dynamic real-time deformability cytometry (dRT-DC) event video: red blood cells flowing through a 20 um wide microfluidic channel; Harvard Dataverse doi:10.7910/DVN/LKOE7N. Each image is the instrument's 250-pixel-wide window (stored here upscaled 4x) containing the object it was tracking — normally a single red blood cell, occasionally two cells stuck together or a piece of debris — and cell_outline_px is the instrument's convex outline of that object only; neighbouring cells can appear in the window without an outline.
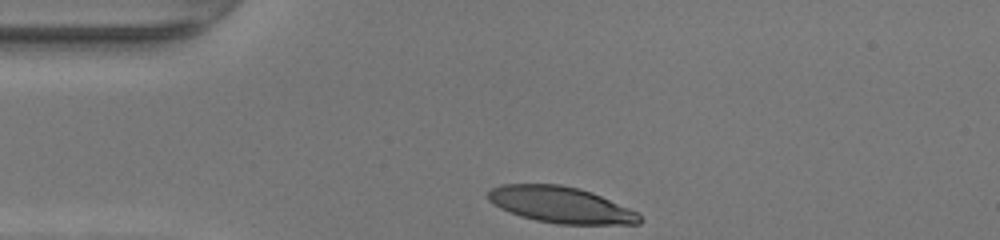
{"species": "human", "species_latin": "Homo sapiens", "temperature_condition": "warm", "stored_images_in_passage": 28, "camera_frame_rate_fps": 3000, "um_per_image_px": 0.085, "donor": {"sex": "female"}, "frame": {"image": 1, "passage_image": 1, "time_ms": 0.0, "image_size_px": [1000, 240], "cell_outline_px": [[644, 220], [640, 224], [556, 224], [536, 220], [520, 216], [500, 208], [488, 200], [488, 192], [492, 188], [500, 184], [560, 184], [580, 188], [592, 192], [628, 208], [636, 212]], "centroid_in_image_um": [47.66, 17.41], "position_along_channel_um": 37.3, "area_um2": 31.96}}
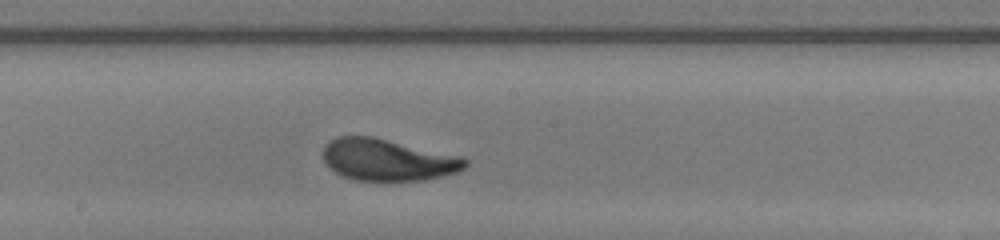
{"frame": {"image": 2, "passage_image": 16, "time_ms": 5.0, "image_size_px": [1000, 240], "cell_outline_px": [[468, 164], [460, 172], [444, 176], [424, 180], [356, 180], [344, 176], [336, 172], [324, 160], [324, 144], [328, 140], [336, 136], [372, 136], [464, 156], [468, 160]], "centroid_in_image_um": [33.02, 13.57], "position_along_channel_um": 215.2, "area_um2": 34.8}}
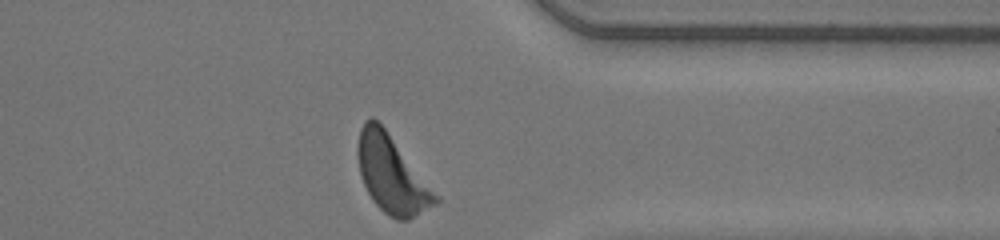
{"frame": {"image": 3, "passage_image": 28, "time_ms": 9.0, "image_size_px": [1000, 240], "cell_outline_px": [[440, 200], [436, 204], [408, 220], [396, 220], [388, 216], [372, 200], [360, 176], [356, 152], [356, 148], [360, 128], [364, 120], [372, 116], [384, 128], [440, 196]], "centroid_in_image_um": [33.28, 14.83], "position_along_channel_um": 378.1, "area_um2": 34.97}, "authors_computed_cell_mechanics": {"area_um2": 34.1887, "velocity_mm_per_s": 4.2802, "shape_relaxation_time_tau1_ms": 2.8172, "shape_relaxation_time_tau2_ms": 1.1782, "deformation_change_tau1": 0.16, "deformation_change_tau2": 0.0892}}